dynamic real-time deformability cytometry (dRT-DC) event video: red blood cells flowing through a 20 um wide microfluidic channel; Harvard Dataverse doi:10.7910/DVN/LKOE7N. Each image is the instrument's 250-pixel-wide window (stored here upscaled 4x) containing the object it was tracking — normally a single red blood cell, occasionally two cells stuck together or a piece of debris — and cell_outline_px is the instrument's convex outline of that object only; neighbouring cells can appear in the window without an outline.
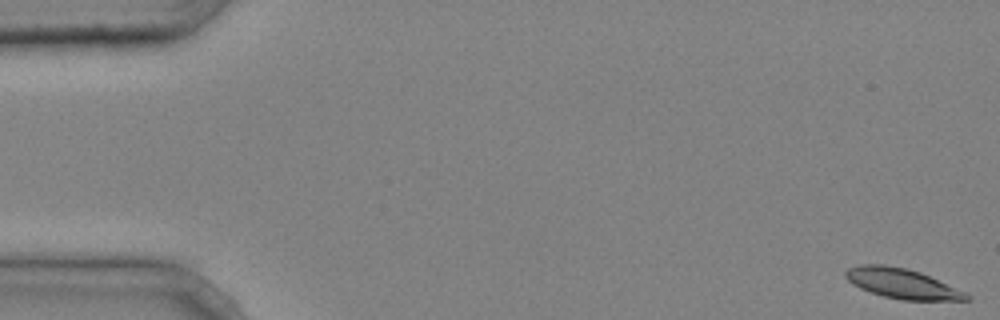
{"species": "common noctule bat (a hibernating species)", "species_latin": "Nyctalus noctula", "temperature_condition": "cold", "stored_images_in_passage": 5, "camera_frame_rate_fps": 3000, "um_per_image_px": 0.085, "animal": {"sex": "male", "body_mass_g": 20.4}, "frame": {"image": 1, "passage_image": 1, "time_ms": 0.0, "image_size_px": [1000, 320], "cell_outline_px": [[972, 300], [900, 300], [884, 296], [860, 288], [852, 284], [844, 276], [844, 272], [848, 268], [860, 264], [884, 264], [904, 268], [920, 272], [964, 292], [972, 296]], "centroid_in_image_um": [76.64, 24.1], "position_along_channel_um": 8.4, "area_um2": 20.92}}
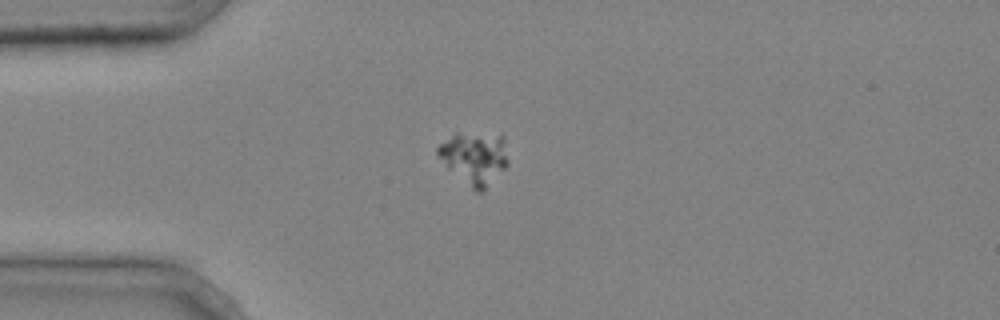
{"frame": {"image": 2, "passage_image": 5, "time_ms": 1.333, "image_size_px": [1000, 320], "cell_outline_px": [[508, 164], [480, 192], [476, 192], [448, 168], [436, 152], [436, 148], [440, 144], [456, 132], [504, 136], [508, 160]], "centroid_in_image_um": [40.32, 13.39], "position_along_channel_um": 44.7, "area_um2": 20.92}}